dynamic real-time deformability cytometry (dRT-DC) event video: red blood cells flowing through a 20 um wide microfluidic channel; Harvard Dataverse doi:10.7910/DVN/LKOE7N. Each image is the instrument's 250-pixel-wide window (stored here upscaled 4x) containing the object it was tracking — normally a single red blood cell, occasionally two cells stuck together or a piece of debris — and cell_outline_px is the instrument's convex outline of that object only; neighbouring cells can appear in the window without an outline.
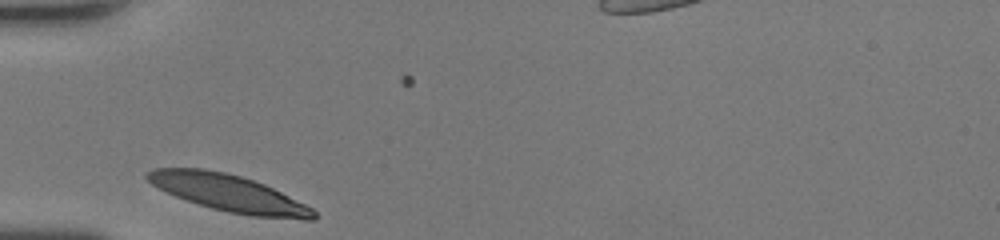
{"species": "human", "species_latin": "Homo sapiens", "temperature_condition": "room temperature", "stored_images_in_passage": 24, "camera_frame_rate_fps": 3000, "um_per_image_px": 0.085, "donor": {"sex": "female"}, "frame": {"image": 1, "passage_image": 1, "time_ms": 0.0, "image_size_px": [1000, 240], "cell_outline_px": [[316, 220], [304, 220], [252, 216], [228, 212], [212, 208], [176, 196], [152, 184], [144, 176], [152, 168], [204, 168], [224, 172], [240, 176], [264, 184], [312, 208], [316, 212]], "centroid_in_image_um": [19.46, 16.42], "position_along_channel_um": 65.5, "area_um2": 35.26}}
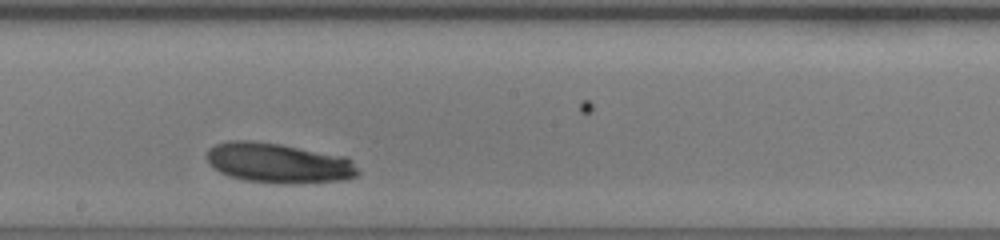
{"frame": {"image": 2, "passage_image": 13, "time_ms": 4.0, "image_size_px": [1000, 240], "cell_outline_px": [[360, 172], [356, 176], [340, 180], [288, 184], [284, 184], [248, 180], [232, 176], [220, 172], [212, 168], [208, 164], [208, 148], [216, 144], [232, 140], [248, 140], [280, 144], [344, 156], [352, 160]], "centroid_in_image_um": [23.66, 13.85], "position_along_channel_um": 224.5, "area_um2": 34.97}}
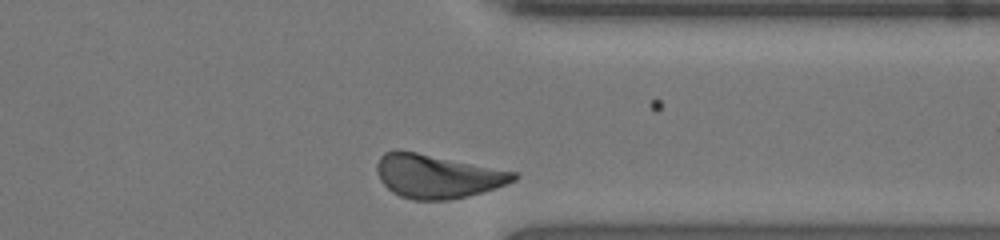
{"frame": {"image": 3, "passage_image": 24, "time_ms": 7.667, "image_size_px": [1000, 240], "cell_outline_px": [[520, 176], [516, 180], [496, 188], [448, 200], [412, 200], [400, 196], [392, 192], [380, 180], [376, 172], [376, 164], [380, 156], [384, 152], [396, 148], [516, 172]], "centroid_in_image_um": [37.12, 14.96], "position_along_channel_um": 374.3, "area_um2": 34.8}, "authors_computed_cell_mechanics": {"area_um2": 34.6511, "velocity_mm_per_s": 4.088, "shape_relaxation_time_tau1_ms": 3.192, "shape_relaxation_time_tau2_ms": null, "deformation_change_tau1": 0.105, "deformation_change_tau2": null}}